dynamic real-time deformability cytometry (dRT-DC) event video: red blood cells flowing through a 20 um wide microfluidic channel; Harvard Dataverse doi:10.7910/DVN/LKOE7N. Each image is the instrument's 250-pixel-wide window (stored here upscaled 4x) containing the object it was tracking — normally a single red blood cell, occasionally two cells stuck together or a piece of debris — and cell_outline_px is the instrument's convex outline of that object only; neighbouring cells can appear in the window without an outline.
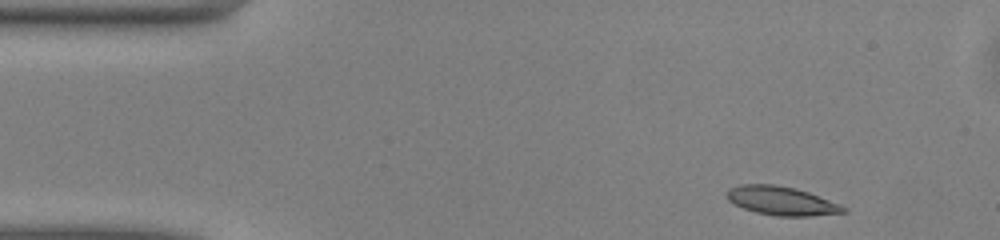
{"species": "common noctule bat (a hibernating species)", "species_latin": "Nyctalus noctula", "temperature_condition": "warm", "stored_images_in_passage": 45, "camera_frame_rate_fps": 3000, "um_per_image_px": 0.085, "animal": {"sex": "male", "body_mass_g": 13.0, "forearm_length_mm": 53.1}, "frame": {"image": 1, "passage_image": 1, "time_ms": 0.0, "image_size_px": [1000, 240], "cell_outline_px": [[848, 212], [812, 216], [776, 216], [756, 212], [744, 208], [728, 200], [728, 188], [740, 184], [776, 184], [796, 188], [808, 192], [840, 204], [848, 208]], "centroid_in_image_um": [66.47, 17.07], "position_along_channel_um": 18.5, "area_um2": 19.54}}
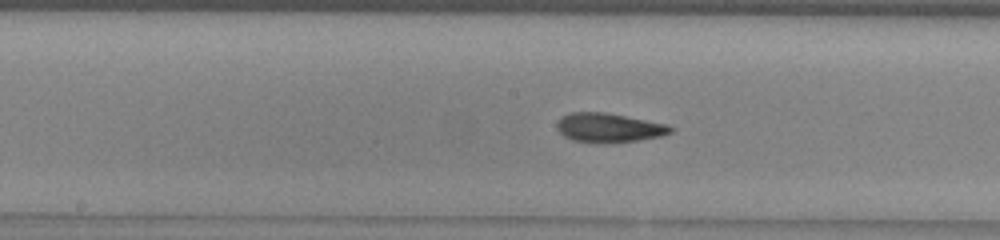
{"frame": {"image": 2, "passage_image": 20, "time_ms": 6.333, "image_size_px": [1000, 240], "cell_outline_px": [[676, 128], [672, 132], [660, 136], [640, 140], [572, 140], [564, 136], [556, 128], [556, 124], [564, 116], [572, 112], [604, 112], [668, 124]], "centroid_in_image_um": [51.8, 10.81], "position_along_channel_um": 196.4, "area_um2": 18.44}}
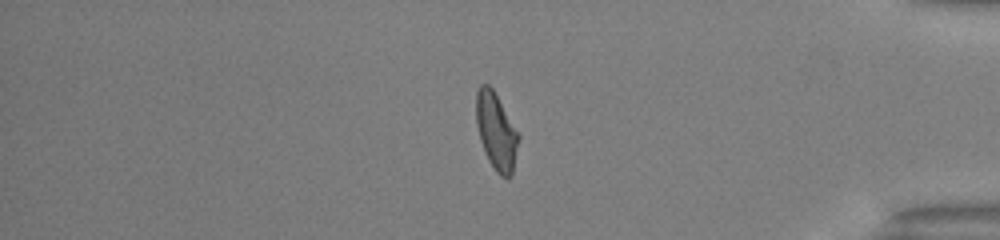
{"frame": {"image": 3, "passage_image": 37, "time_ms": 12.0, "image_size_px": [1000, 240], "cell_outline_px": [[520, 136], [512, 176], [508, 180], [500, 176], [496, 172], [488, 160], [484, 152], [480, 140], [476, 124], [476, 92], [480, 84], [488, 84], [492, 88]], "centroid_in_image_um": [42.17, 11.21], "position_along_channel_um": 393.0, "area_um2": 19.07}, "authors_computed_cell_mechanics": {"area_um2": 19.1318, "velocity_mm_per_s": 4.0914, "shape_relaxation_time_tau1_ms": 4.5635, "shape_relaxation_time_tau2_ms": 2.6633, "deformation_change_tau1": 0.1719, "deformation_change_tau2": 0.0951}}